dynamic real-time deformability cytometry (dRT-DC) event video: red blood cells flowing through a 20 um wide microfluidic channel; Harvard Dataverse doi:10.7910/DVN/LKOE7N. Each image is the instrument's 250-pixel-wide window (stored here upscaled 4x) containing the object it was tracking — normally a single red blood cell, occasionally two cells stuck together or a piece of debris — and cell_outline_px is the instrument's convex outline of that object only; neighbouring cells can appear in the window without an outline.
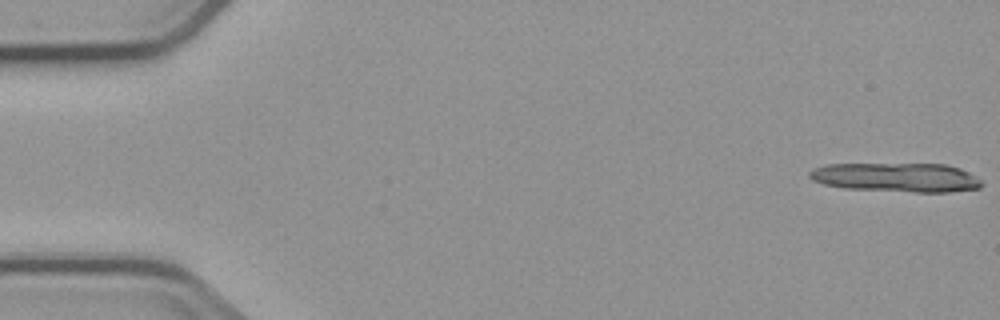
{"species": "common noctule bat (a hibernating species)", "species_latin": "Nyctalus noctula", "temperature_condition": "cold", "stored_images_in_passage": 6, "camera_frame_rate_fps": 3000, "um_per_image_px": 0.085, "animal": {"sex": "male", "body_mass_g": 23.1, "forearm_length_mm": 52.7}, "frame": {"image": 1, "passage_image": 1, "time_ms": 0.0, "image_size_px": [1000, 320], "cell_outline_px": [[984, 184], [980, 188], [948, 192], [916, 192], [844, 188], [824, 184], [812, 180], [808, 176], [808, 172], [812, 168], [828, 164], [944, 164], [960, 168], [968, 172], [980, 180]], "centroid_in_image_um": [76.18, 15.08], "position_along_channel_um": 8.8, "area_um2": 29.25}}
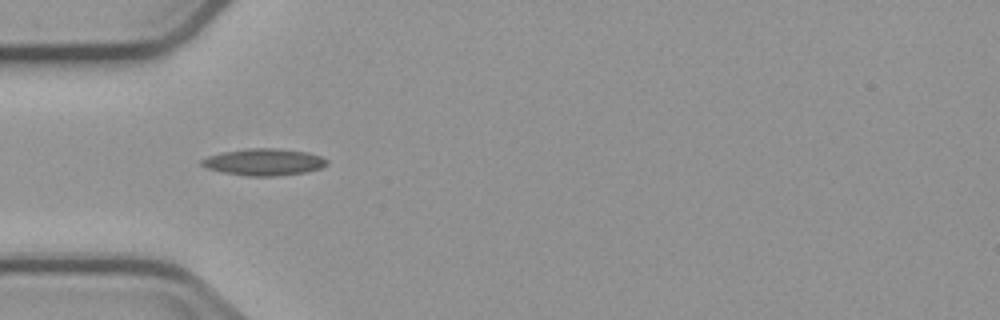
{"frame": {"image": 2, "passage_image": 5, "time_ms": 5.667, "image_size_px": [1000, 320], "cell_outline_px": [[328, 164], [320, 168], [304, 172], [272, 176], [248, 176], [224, 172], [208, 168], [200, 164], [200, 160], [208, 156], [224, 152], [248, 148], [276, 148], [308, 152], [320, 156], [328, 160]], "centroid_in_image_um": [22.44, 13.76], "position_along_channel_um": 62.6, "area_um2": 19.36}}
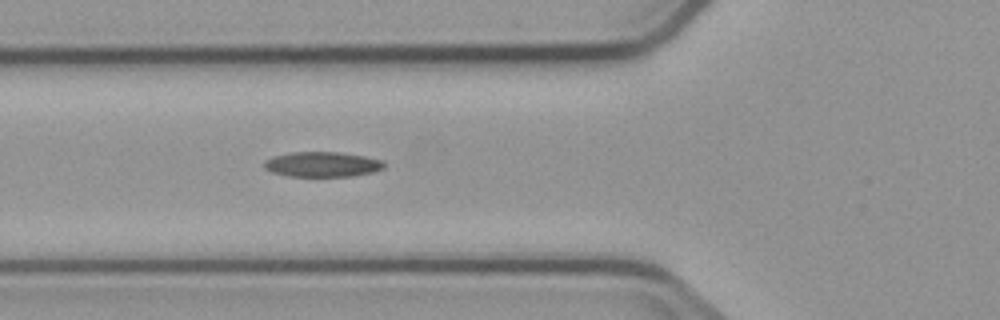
{"frame": {"image": 3, "passage_image": 6, "time_ms": 6.667, "image_size_px": [1000, 320], "cell_outline_px": [[384, 168], [372, 172], [352, 176], [288, 176], [272, 172], [264, 168], [264, 160], [272, 156], [292, 152], [336, 152], [364, 156], [384, 160]], "centroid_in_image_um": [27.37, 13.96], "position_along_channel_um": 98.4, "area_um2": 17.51}}